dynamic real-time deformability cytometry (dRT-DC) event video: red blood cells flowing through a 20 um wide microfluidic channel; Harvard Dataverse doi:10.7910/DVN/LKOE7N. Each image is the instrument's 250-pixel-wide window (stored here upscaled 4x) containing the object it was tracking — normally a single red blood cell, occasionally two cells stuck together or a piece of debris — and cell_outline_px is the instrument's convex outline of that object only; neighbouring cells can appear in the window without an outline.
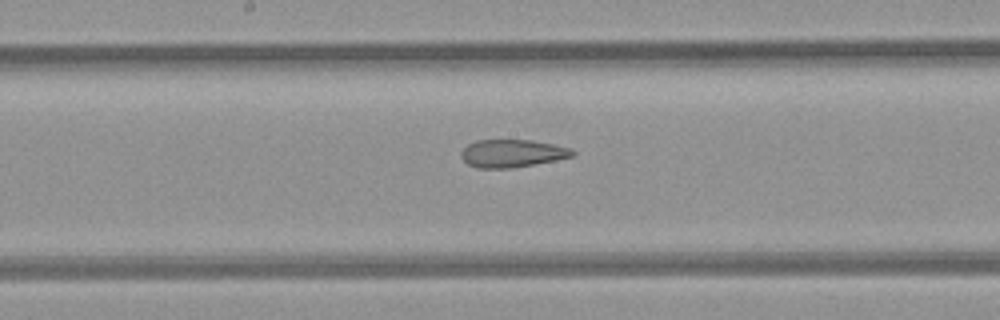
{"species": "common noctule bat (a hibernating species)", "species_latin": "Nyctalus noctula", "temperature_condition": "room temperature", "stored_images_in_passage": 9, "segment_of_instrument_passage": [1, 2], "camera_frame_rate_fps": 3000, "um_per_image_px": 0.085, "animal": {"sex": "female", "body_mass_g": 21.9}, "frame": {"image": 1, "passage_image": 8, "time_ms": 9.0, "image_size_px": [1000, 320], "cell_outline_px": [[576, 152], [572, 156], [556, 160], [512, 168], [476, 168], [468, 164], [460, 156], [460, 152], [468, 144], [476, 140], [532, 140], [572, 148]], "centroid_in_image_um": [43.52, 13.03], "position_along_channel_um": 204.7, "area_um2": 18.03}}